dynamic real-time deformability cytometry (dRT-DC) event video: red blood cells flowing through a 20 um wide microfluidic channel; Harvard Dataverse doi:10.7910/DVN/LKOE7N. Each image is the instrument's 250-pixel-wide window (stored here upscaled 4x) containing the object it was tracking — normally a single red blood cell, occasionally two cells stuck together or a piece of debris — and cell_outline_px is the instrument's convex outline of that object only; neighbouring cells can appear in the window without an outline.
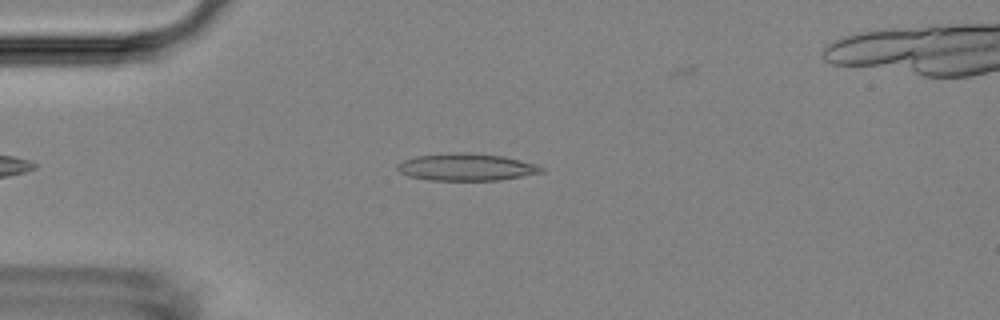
{"species": "Egyptian fruit bat (a non-hibernating species)", "species_latin": "Rousettus aegyptiacus", "temperature_condition": "room temperature", "stored_images_in_passage": 39, "camera_frame_rate_fps": 3000, "um_per_image_px": 0.085, "animal": {"sex": "female"}, "frame": {"image": 1, "passage_image": 3, "time_ms": 0.667, "image_size_px": [1000, 320], "cell_outline_px": [[544, 172], [500, 180], [428, 180], [408, 176], [400, 172], [396, 168], [396, 164], [404, 160], [416, 156], [448, 152], [464, 152], [504, 156], [536, 164], [544, 168]], "centroid_in_image_um": [39.62, 14.2], "position_along_channel_um": 45.4, "area_um2": 22.95}}
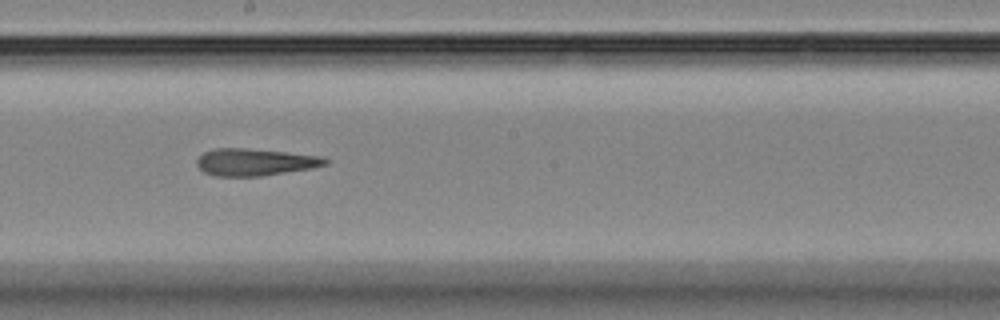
{"frame": {"image": 2, "passage_image": 19, "time_ms": 6.0, "image_size_px": [1000, 320], "cell_outline_px": [[328, 164], [312, 168], [260, 176], [216, 176], [204, 172], [196, 164], [196, 160], [204, 152], [216, 148], [244, 148], [284, 152], [320, 156], [328, 160]], "centroid_in_image_um": [21.65, 13.78], "position_along_channel_um": 226.6, "area_um2": 20.06}}
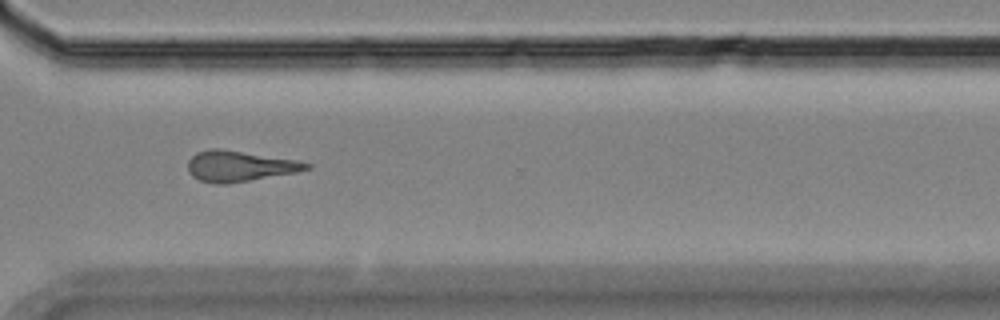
{"frame": {"image": 3, "passage_image": 29, "time_ms": 9.333, "image_size_px": [1000, 320], "cell_outline_px": [[312, 168], [296, 172], [228, 184], [216, 184], [200, 180], [192, 176], [188, 172], [188, 160], [196, 152], [208, 148], [220, 148], [300, 160], [312, 164]], "centroid_in_image_um": [20.37, 14.11], "position_along_channel_um": 350.2, "area_um2": 21.5}, "authors_computed_cell_mechanics": {"area_um2": 20.8658, "velocity_mm_per_s": 3.7238, "shape_relaxation_time_tau1_ms": null, "shape_relaxation_time_tau2_ms": 2.7647, "deformation_change_tau1": null, "deformation_change_tau2": 0.1513}}